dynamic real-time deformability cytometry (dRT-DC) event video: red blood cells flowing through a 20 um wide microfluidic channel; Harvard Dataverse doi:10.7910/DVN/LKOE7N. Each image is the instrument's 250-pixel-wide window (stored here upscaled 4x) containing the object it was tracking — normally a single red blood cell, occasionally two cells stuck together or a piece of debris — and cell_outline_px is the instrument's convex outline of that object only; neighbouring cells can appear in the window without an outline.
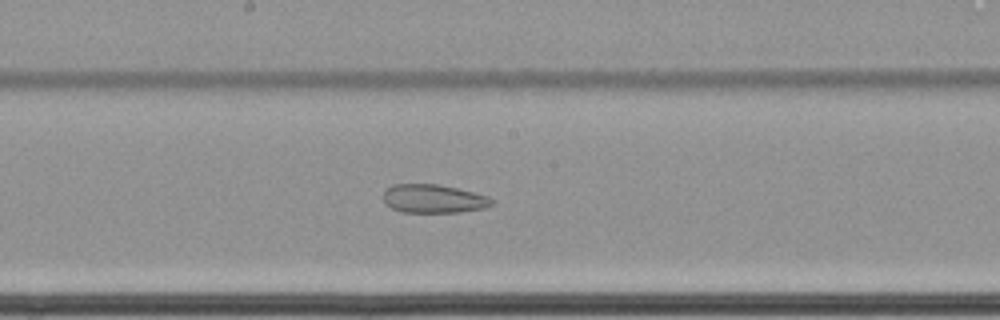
{"species": "common noctule bat (a hibernating species)", "species_latin": "Nyctalus noctula", "temperature_condition": "cold", "stored_images_in_passage": 65, "camera_frame_rate_fps": 3000, "um_per_image_px": 0.085, "animal": {"sex": "female", "body_mass_g": 22.7, "forearm_length_mm": 54.2}, "frame": {"image": 1, "passage_image": 38, "time_ms": 12.333, "image_size_px": [1000, 320], "cell_outline_px": [[496, 200], [492, 204], [484, 208], [460, 212], [400, 212], [384, 204], [384, 188], [392, 184], [436, 184], [456, 188], [488, 196]], "centroid_in_image_um": [36.82, 16.89], "position_along_channel_um": 211.4, "area_um2": 18.15}}
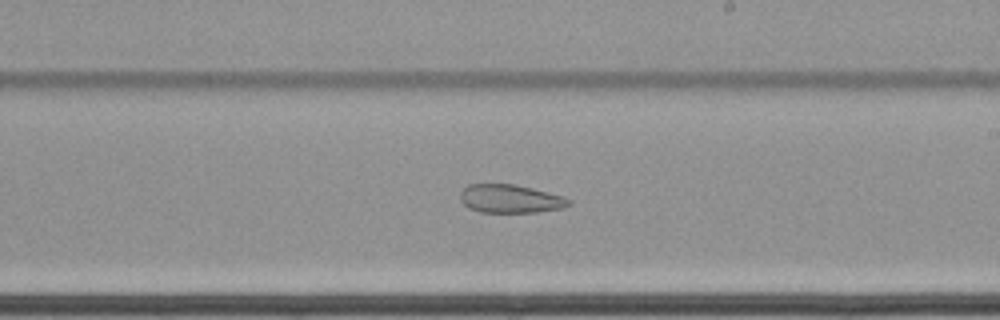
{"frame": {"image": 2, "passage_image": 41, "time_ms": 13.333, "image_size_px": [1000, 320], "cell_outline_px": [[572, 204], [564, 208], [536, 212], [480, 212], [468, 208], [460, 200], [460, 192], [468, 184], [516, 184], [564, 196], [572, 200]], "centroid_in_image_um": [43.4, 16.89], "position_along_channel_um": 245.6, "area_um2": 18.15}}
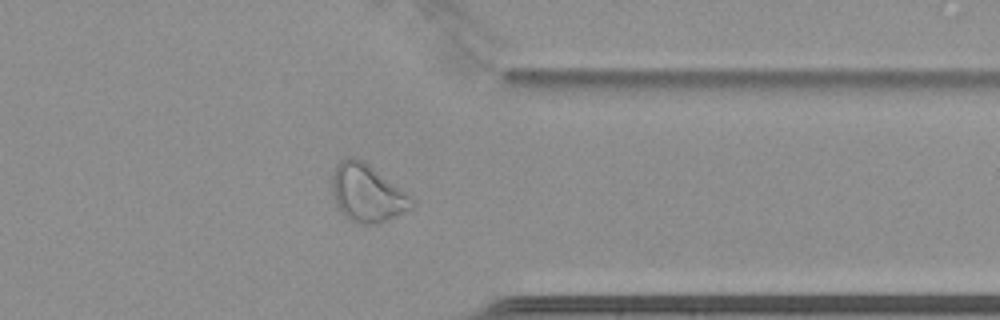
{"frame": {"image": 3, "passage_image": 53, "time_ms": 17.333, "image_size_px": [1000, 320], "cell_outline_px": [[416, 204], [412, 208], [376, 224], [356, 224], [344, 216], [340, 212], [336, 204], [332, 192], [332, 176], [336, 164], [340, 160], [352, 156], [364, 160], [408, 192], [416, 200]], "centroid_in_image_um": [31.22, 16.4], "position_along_channel_um": 380.2, "area_um2": 27.22}, "authors_computed_cell_mechanics": {"area_um2": 29.0734, "velocity_mm_per_s": 3.4384, "shape_relaxation_time_tau1_ms": null, "shape_relaxation_time_tau2_ms": 6.0141, "deformation_change_tau1": null, "deformation_change_tau2": 0.1017}}